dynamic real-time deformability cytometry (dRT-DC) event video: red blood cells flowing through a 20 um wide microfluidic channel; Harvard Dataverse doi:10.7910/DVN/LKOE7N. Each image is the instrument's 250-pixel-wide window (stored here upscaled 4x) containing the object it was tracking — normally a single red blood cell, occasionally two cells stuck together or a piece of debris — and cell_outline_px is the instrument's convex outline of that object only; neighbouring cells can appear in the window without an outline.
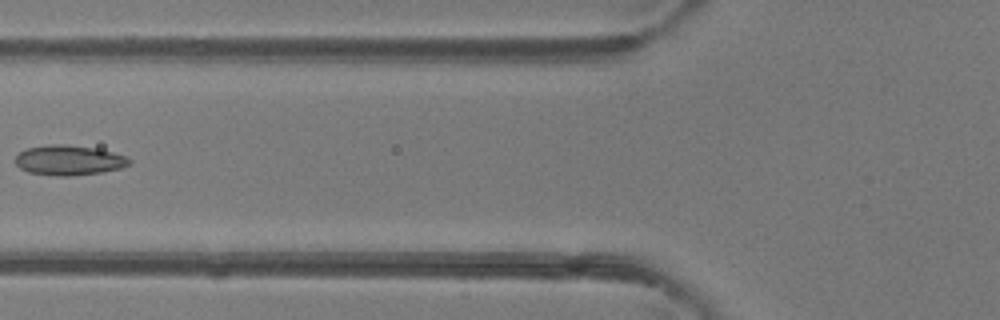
{"species": "common noctule bat (a hibernating species)", "species_latin": "Nyctalus noctula", "temperature_condition": "room temperature", "stored_images_in_passage": 6, "camera_frame_rate_fps": 3000, "um_per_image_px": 0.085, "animal": {"sex": "female"}, "frame": {"image": 1, "passage_image": 6, "time_ms": 1.667, "image_size_px": [1000, 320], "cell_outline_px": [[132, 160], [128, 164], [120, 168], [100, 172], [72, 176], [56, 176], [28, 172], [20, 168], [16, 164], [16, 156], [20, 152], [28, 148], [52, 144], [60, 144], [96, 148], [112, 152], [124, 156]], "centroid_in_image_um": [5.84, 13.62], "position_along_channel_um": 120.0, "area_um2": 19.65}}